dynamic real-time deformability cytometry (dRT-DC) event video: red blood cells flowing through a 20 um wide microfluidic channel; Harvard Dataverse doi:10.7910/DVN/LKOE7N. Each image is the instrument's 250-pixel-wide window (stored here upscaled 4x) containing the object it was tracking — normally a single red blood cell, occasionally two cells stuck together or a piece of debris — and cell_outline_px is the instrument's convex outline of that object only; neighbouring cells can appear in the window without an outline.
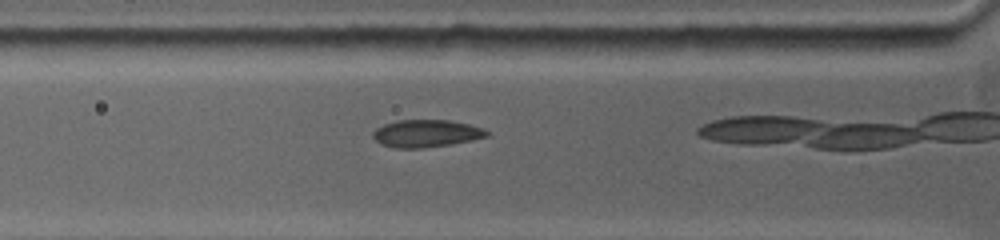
{"species": "common noctule bat (a hibernating species)", "species_latin": "Nyctalus noctula", "temperature_condition": "warm", "stored_images_in_passage": 31, "camera_frame_rate_fps": 5000, "um_per_image_px": 0.085, "animal": {"sex": "female", "body_mass_g": 19.0, "forearm_length_mm": 53.3}, "frame": {"image": 1, "passage_image": 5, "time_ms": 1.4, "image_size_px": [1000, 240], "cell_outline_px": [[492, 136], [472, 140], [424, 148], [396, 148], [380, 144], [372, 136], [372, 132], [376, 128], [384, 124], [396, 120], [448, 120], [468, 124], [484, 128]], "centroid_in_image_um": [36.23, 11.34], "position_along_channel_um": 89.6, "area_um2": 18.26}}
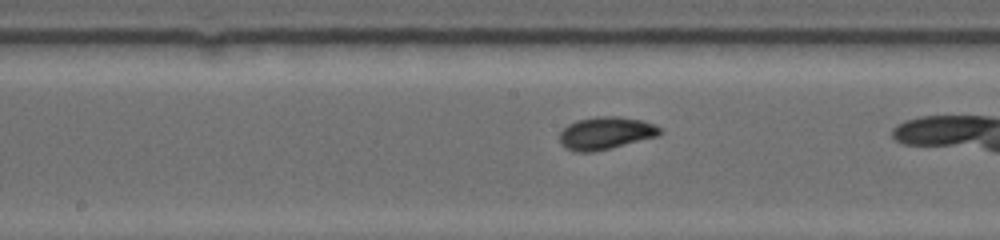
{"frame": {"image": 2, "passage_image": 13, "time_ms": 4.2, "image_size_px": [1000, 240], "cell_outline_px": [[664, 132], [660, 136], [592, 152], [576, 152], [564, 148], [560, 144], [560, 132], [568, 124], [576, 120], [596, 116], [620, 116], [640, 120], [656, 124], [664, 128]], "centroid_in_image_um": [51.52, 11.31], "position_along_channel_um": 196.7, "area_um2": 19.36}}
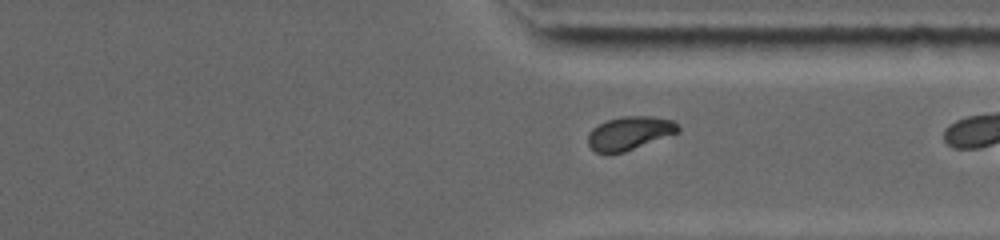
{"frame": {"image": 3, "passage_image": 29, "time_ms": 8.4, "image_size_px": [1000, 240], "cell_outline_px": [[680, 132], [624, 152], [596, 152], [588, 144], [588, 132], [592, 128], [608, 120], [620, 116], [652, 116], [672, 120], [680, 128]], "centroid_in_image_um": [53.52, 11.3], "position_along_channel_um": 357.9, "area_um2": 17.4}}